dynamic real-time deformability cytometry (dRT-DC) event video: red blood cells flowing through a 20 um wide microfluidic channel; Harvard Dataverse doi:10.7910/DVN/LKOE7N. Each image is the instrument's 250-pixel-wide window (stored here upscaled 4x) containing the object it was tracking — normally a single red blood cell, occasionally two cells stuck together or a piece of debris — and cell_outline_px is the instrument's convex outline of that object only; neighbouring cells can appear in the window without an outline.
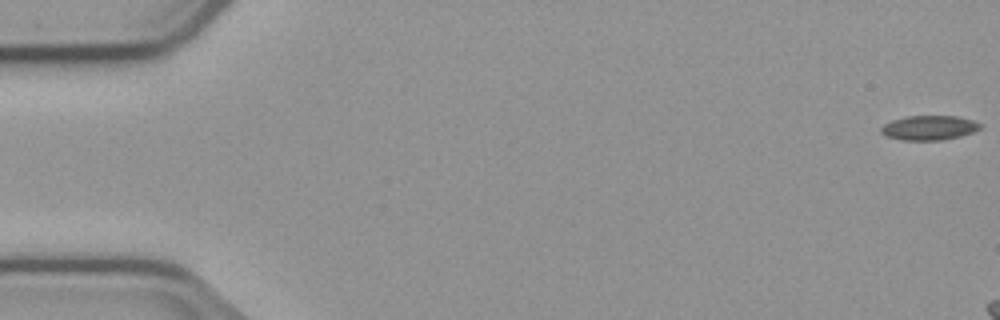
{"species": "common noctule bat (a hibernating species)", "species_latin": "Nyctalus noctula", "temperature_condition": "cold", "stored_images_in_passage": 11, "camera_frame_rate_fps": 3000, "um_per_image_px": 0.085, "animal": {"sex": "male", "body_mass_g": 23.1, "forearm_length_mm": 52.7}, "frame": {"image": 1, "passage_image": 1, "time_ms": 0.0, "image_size_px": [1000, 320], "cell_outline_px": [[984, 124], [980, 128], [972, 132], [960, 136], [940, 140], [900, 140], [888, 136], [880, 132], [880, 128], [884, 124], [892, 120], [904, 116], [956, 116], [972, 120]], "centroid_in_image_um": [78.97, 10.85], "position_along_channel_um": 6.0, "area_um2": 14.16}}